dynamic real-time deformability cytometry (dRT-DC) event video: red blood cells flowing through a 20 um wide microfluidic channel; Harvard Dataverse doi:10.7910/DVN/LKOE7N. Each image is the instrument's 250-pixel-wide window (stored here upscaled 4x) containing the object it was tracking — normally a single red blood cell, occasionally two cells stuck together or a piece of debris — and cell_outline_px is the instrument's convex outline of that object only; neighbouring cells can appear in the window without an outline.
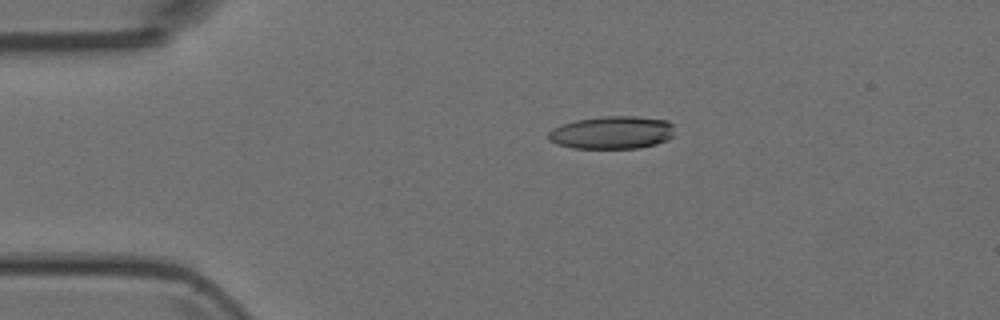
{"species": "Egyptian fruit bat (a non-hibernating species)", "species_latin": "Rousettus aegyptiacus", "temperature_condition": "room temperature", "stored_images_in_passage": 4, "camera_frame_rate_fps": 3000, "um_per_image_px": 0.085, "animal": {"sex": "female"}, "frame": {"image": 1, "passage_image": 3, "time_ms": 0.667, "image_size_px": [1000, 320], "cell_outline_px": [[676, 136], [668, 140], [656, 144], [640, 148], [572, 148], [556, 144], [548, 140], [548, 132], [552, 128], [560, 124], [576, 120], [604, 116], [636, 116], [668, 120], [672, 124]], "centroid_in_image_um": [52.04, 11.27], "position_along_channel_um": 33.0, "area_um2": 24.57}}